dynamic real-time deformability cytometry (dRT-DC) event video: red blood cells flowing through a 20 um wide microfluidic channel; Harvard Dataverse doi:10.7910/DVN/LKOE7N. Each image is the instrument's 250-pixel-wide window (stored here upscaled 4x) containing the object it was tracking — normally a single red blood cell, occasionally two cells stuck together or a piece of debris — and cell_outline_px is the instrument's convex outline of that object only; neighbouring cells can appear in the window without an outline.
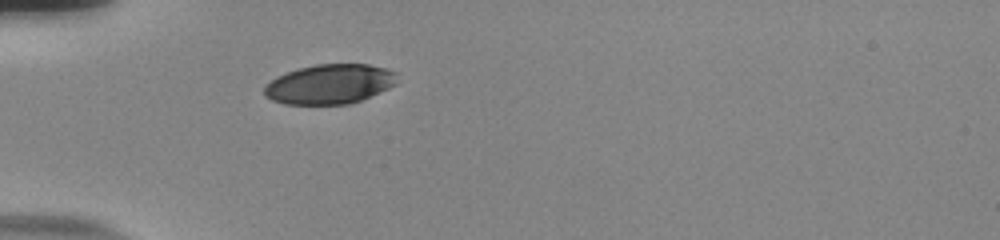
{"species": "human", "species_latin": "Homo sapiens", "temperature_condition": "room temperature", "stored_images_in_passage": 34, "camera_frame_rate_fps": 3000, "um_per_image_px": 0.085, "donor": {"sex": "male"}, "frame": {"image": 1, "passage_image": 1, "time_ms": 0.0, "image_size_px": [1000, 240], "cell_outline_px": [[396, 84], [388, 88], [360, 100], [348, 104], [284, 104], [272, 100], [264, 96], [264, 88], [276, 76], [300, 68], [316, 64], [368, 64], [384, 68], [396, 72]], "centroid_in_image_um": [28.01, 7.15], "position_along_channel_um": 57.0, "area_um2": 30.46}}
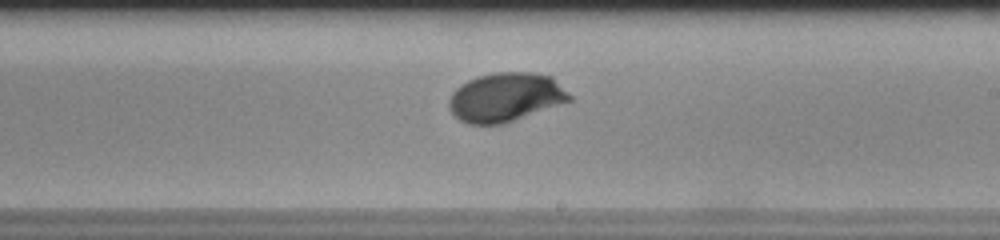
{"frame": {"image": 2, "passage_image": 17, "time_ms": 5.333, "image_size_px": [1000, 240], "cell_outline_px": [[572, 100], [504, 124], [468, 124], [460, 120], [448, 108], [448, 100], [452, 92], [460, 84], [476, 76], [496, 72], [532, 72], [552, 76], [572, 96]], "centroid_in_image_um": [42.96, 8.26], "position_along_channel_um": 246.0, "area_um2": 34.56}}
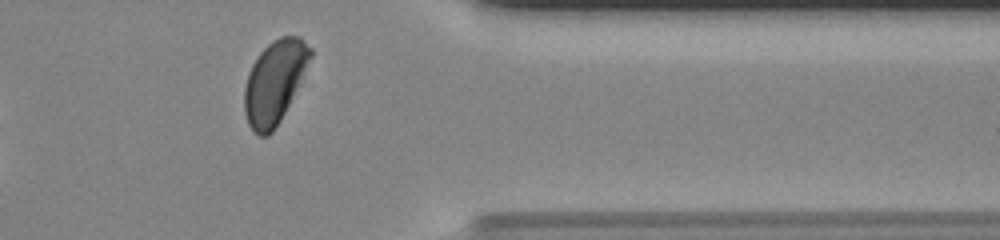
{"frame": {"image": 3, "passage_image": 29, "time_ms": 9.333, "image_size_px": [1000, 240], "cell_outline_px": [[312, 56], [280, 120], [272, 132], [268, 136], [260, 136], [252, 132], [248, 124], [244, 112], [244, 88], [248, 72], [252, 64], [260, 52], [268, 44], [280, 36], [300, 36], [312, 48]], "centroid_in_image_um": [23.31, 6.96], "position_along_channel_um": 388.1, "area_um2": 31.5}, "authors_computed_cell_mechanics": {"area_um2": 33.9575, "velocity_mm_per_s": 3.7686, "shape_relaxation_time_tau1_ms": 2.7493, "shape_relaxation_time_tau2_ms": null, "deformation_change_tau1": 0.1241, "deformation_change_tau2": null}}